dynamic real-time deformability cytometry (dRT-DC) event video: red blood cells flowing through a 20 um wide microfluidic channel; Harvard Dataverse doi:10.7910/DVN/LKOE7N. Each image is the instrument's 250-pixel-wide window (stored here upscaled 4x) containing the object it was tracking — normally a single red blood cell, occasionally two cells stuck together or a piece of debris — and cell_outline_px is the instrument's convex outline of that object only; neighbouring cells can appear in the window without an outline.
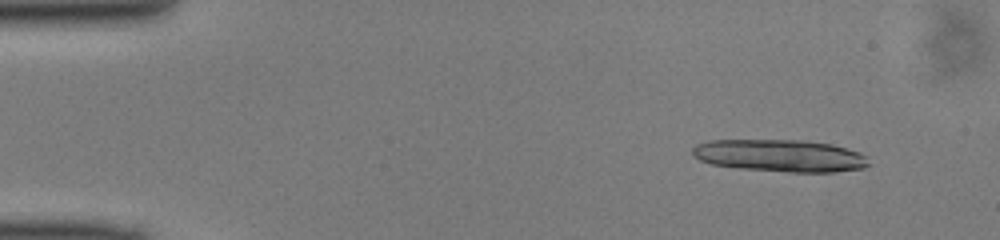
{"species": "common noctule bat (a hibernating species)", "species_latin": "Nyctalus noctula", "temperature_condition": "cold", "stored_images_in_passage": 20, "camera_frame_rate_fps": 3000, "um_per_image_px": 0.085, "animal": {"sex": "male", "body_mass_g": 13.0, "forearm_length_mm": 53.1}, "frame": {"image": 1, "passage_image": 4, "time_ms": 1.0, "image_size_px": [1000, 240], "cell_outline_px": [[864, 164], [856, 168], [824, 172], [808, 172], [760, 168], [716, 164], [704, 160], [700, 156], [704, 144], [720, 140], [772, 140], [824, 144], [844, 148], [852, 152]], "centroid_in_image_um": [66.32, 13.22], "position_along_channel_um": 18.7, "area_um2": 28.96}}
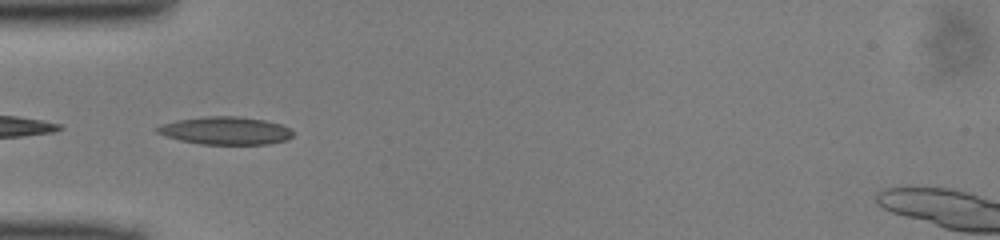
{"frame": {"image": 2, "passage_image": 15, "time_ms": 4.667, "image_size_px": [1000, 240], "cell_outline_px": [[292, 132], [288, 136], [280, 140], [256, 144], [212, 144], [188, 140], [172, 136], [164, 132], [172, 124], [188, 120], [256, 120], [276, 124]], "centroid_in_image_um": [19.39, 11.19], "position_along_channel_um": 65.6, "area_um2": 17.69}}